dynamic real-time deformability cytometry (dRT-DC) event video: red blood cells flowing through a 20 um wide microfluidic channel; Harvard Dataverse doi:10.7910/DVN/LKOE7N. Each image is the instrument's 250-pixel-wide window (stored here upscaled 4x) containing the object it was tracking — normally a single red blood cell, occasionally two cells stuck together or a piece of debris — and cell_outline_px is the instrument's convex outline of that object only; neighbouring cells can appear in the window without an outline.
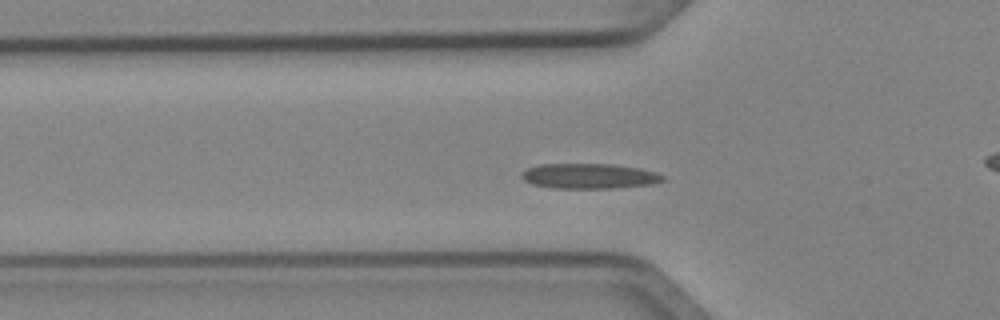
{"species": "Egyptian fruit bat (a non-hibernating species)", "species_latin": "Rousettus aegyptiacus", "temperature_condition": "cold", "stored_images_in_passage": 44, "camera_frame_rate_fps": 3000, "um_per_image_px": 0.085, "animal": {"sex": "female"}, "frame": {"image": 1, "passage_image": 9, "time_ms": 2.667, "image_size_px": [1000, 320], "cell_outline_px": [[664, 180], [652, 184], [612, 188], [552, 188], [532, 184], [524, 180], [520, 176], [528, 168], [540, 164], [612, 164], [640, 168], [656, 172], [664, 176]], "centroid_in_image_um": [50.09, 14.96], "position_along_channel_um": 75.7, "area_um2": 20.63}}
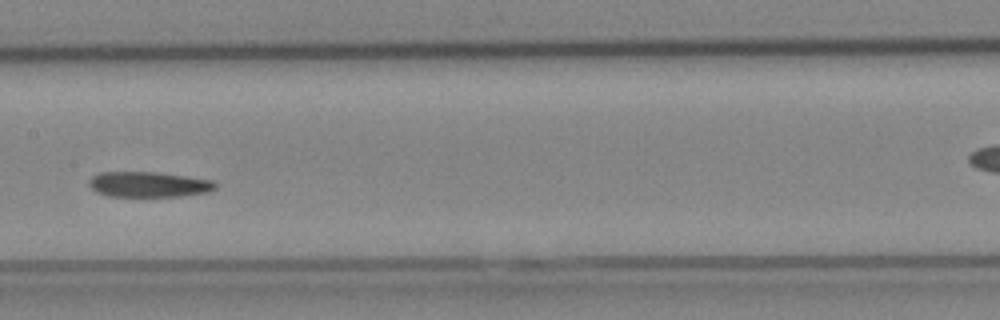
{"frame": {"image": 2, "passage_image": 18, "time_ms": 5.667, "image_size_px": [1000, 320], "cell_outline_px": [[216, 188], [208, 192], [180, 196], [108, 196], [96, 192], [88, 184], [88, 180], [92, 176], [100, 172], [156, 172], [212, 180], [216, 184]], "centroid_in_image_um": [12.6, 15.67], "position_along_channel_um": 194.8, "area_um2": 18.61}}
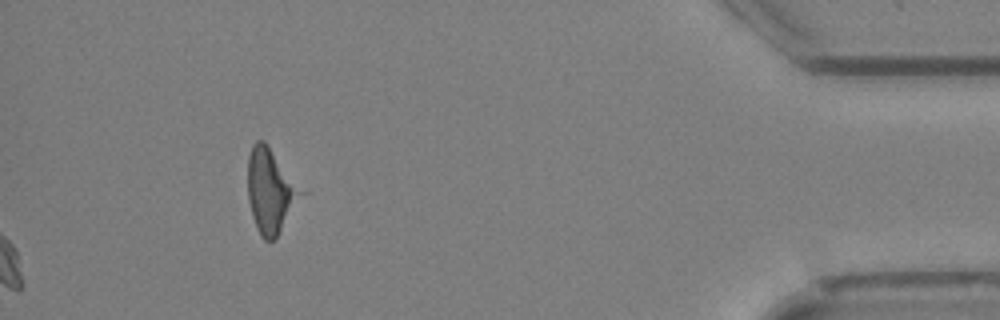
{"frame": {"image": 3, "passage_image": 44, "time_ms": 14.333, "image_size_px": [1000, 320], "cell_outline_px": [[308, 192], [276, 236], [272, 240], [264, 240], [260, 236], [256, 228], [252, 216], [248, 200], [248, 156], [252, 144], [256, 140], [264, 140], [268, 144]], "centroid_in_image_um": [23.05, 16.18], "position_along_channel_um": 412.1, "area_um2": 27.05}}